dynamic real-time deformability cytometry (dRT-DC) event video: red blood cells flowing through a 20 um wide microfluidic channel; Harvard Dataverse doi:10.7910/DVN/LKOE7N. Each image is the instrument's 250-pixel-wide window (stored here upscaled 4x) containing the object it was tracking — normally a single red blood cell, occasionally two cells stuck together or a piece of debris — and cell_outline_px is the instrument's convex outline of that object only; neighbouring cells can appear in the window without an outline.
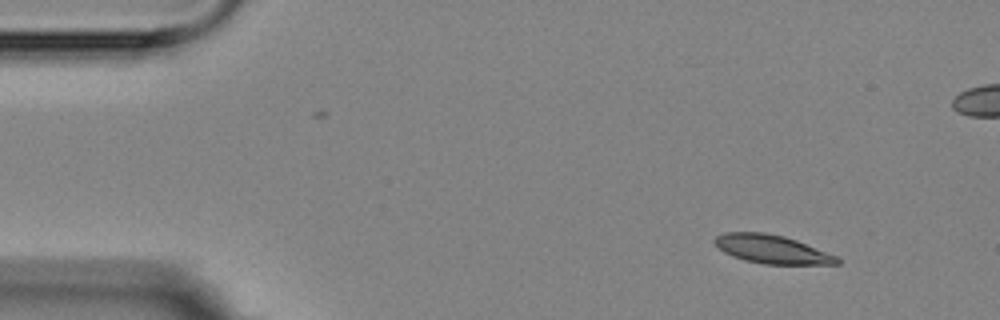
{"species": "Egyptian fruit bat (a non-hibernating species)", "species_latin": "Rousettus aegyptiacus", "temperature_condition": "room temperature", "stored_images_in_passage": 5, "camera_frame_rate_fps": 3000, "um_per_image_px": 0.085, "animal": {"sex": "female"}, "frame": {"image": 1, "passage_image": 1, "time_ms": 0.0, "image_size_px": [1000, 320], "cell_outline_px": [[840, 264], [764, 264], [744, 260], [732, 256], [724, 252], [712, 240], [716, 236], [724, 232], [764, 232], [784, 236], [796, 240], [836, 256], [840, 260]], "centroid_in_image_um": [65.58, 21.18], "position_along_channel_um": 19.4, "area_um2": 20.17}}